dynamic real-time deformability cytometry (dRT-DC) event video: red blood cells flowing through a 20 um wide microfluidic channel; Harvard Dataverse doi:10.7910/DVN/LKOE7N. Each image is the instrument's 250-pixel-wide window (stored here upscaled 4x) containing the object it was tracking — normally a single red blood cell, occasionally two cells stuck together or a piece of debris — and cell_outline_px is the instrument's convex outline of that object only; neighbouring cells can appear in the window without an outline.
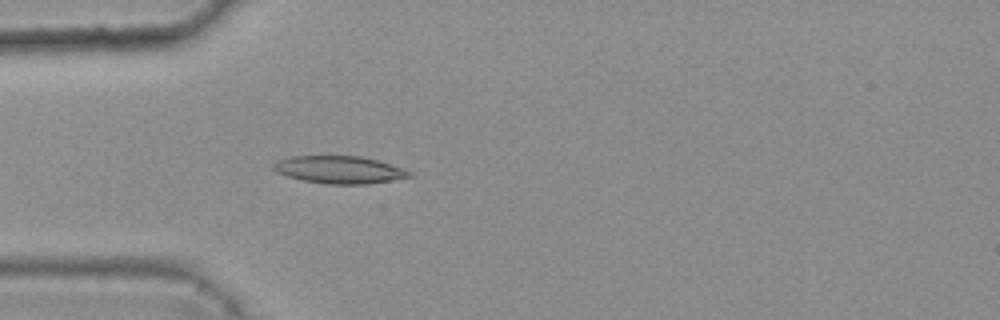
{"species": "common noctule bat (a hibernating species)", "species_latin": "Nyctalus noctula", "temperature_condition": "warm", "stored_images_in_passage": 4, "camera_frame_rate_fps": 3000, "um_per_image_px": 0.085, "animal": {"sex": "female", "body_mass_g": 25.1}, "frame": {"image": 1, "passage_image": 4, "time_ms": 1.0, "image_size_px": [1000, 320], "cell_outline_px": [[412, 176], [392, 180], [368, 184], [328, 184], [300, 180], [276, 172], [272, 168], [272, 164], [280, 160], [292, 156], [360, 156], [376, 160], [412, 172]], "centroid_in_image_um": [28.8, 14.43], "position_along_channel_um": 56.2, "area_um2": 21.56}}